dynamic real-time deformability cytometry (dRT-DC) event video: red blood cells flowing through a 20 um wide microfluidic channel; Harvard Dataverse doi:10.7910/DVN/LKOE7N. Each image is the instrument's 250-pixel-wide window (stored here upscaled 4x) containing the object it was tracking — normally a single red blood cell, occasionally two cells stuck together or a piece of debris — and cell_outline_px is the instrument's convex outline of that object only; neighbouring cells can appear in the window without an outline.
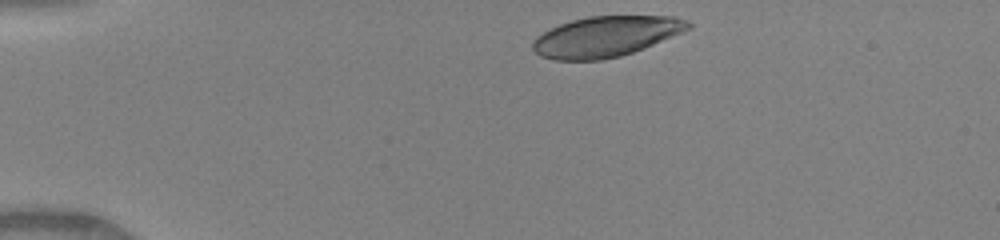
{"species": "human", "species_latin": "Homo sapiens", "temperature_condition": "warm", "stored_images_in_passage": 40, "camera_frame_rate_fps": 3000, "um_per_image_px": 0.085, "donor": {"sex": "female"}, "frame": {"image": 1, "passage_image": 1, "time_ms": 0.0, "image_size_px": [1000, 240], "cell_outline_px": [[692, 28], [632, 52], [620, 56], [600, 60], [552, 60], [540, 56], [532, 48], [532, 44], [536, 36], [560, 24], [572, 20], [588, 16], [672, 16], [688, 20], [692, 24]], "centroid_in_image_um": [51.48, 3.1], "position_along_channel_um": 33.5, "area_um2": 36.47}}
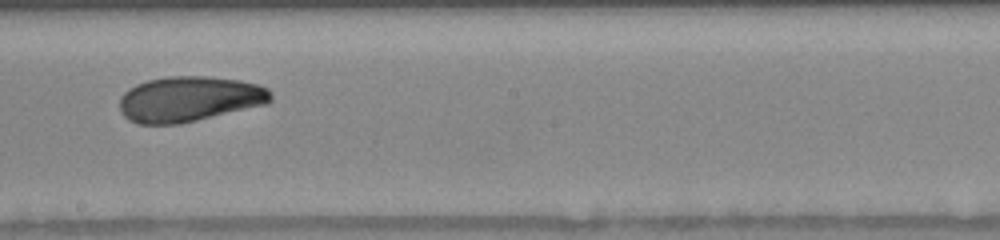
{"frame": {"image": 2, "passage_image": 20, "time_ms": 6.333, "image_size_px": [1000, 240], "cell_outline_px": [[272, 100], [268, 104], [180, 124], [136, 124], [128, 120], [124, 116], [120, 108], [120, 96], [128, 88], [136, 84], [148, 80], [168, 76], [204, 76], [240, 80], [256, 84], [268, 88], [272, 92]], "centroid_in_image_um": [16.09, 8.42], "position_along_channel_um": 232.1, "area_um2": 40.29}}
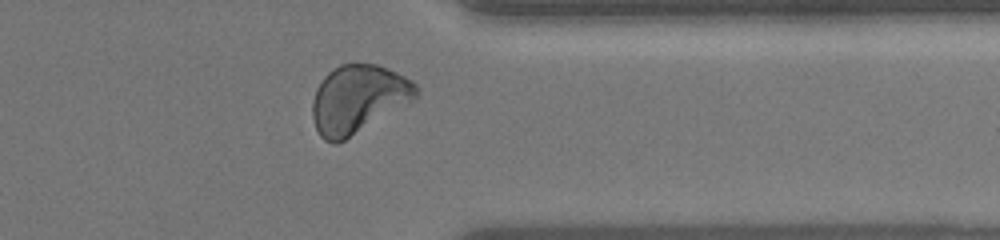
{"frame": {"image": 3, "passage_image": 31, "time_ms": 10.0, "image_size_px": [1000, 240], "cell_outline_px": [[416, 96], [344, 140], [336, 144], [332, 144], [324, 140], [320, 136], [316, 128], [312, 116], [312, 104], [316, 88], [324, 76], [332, 68], [340, 64], [376, 64], [396, 72], [412, 80], [416, 84]], "centroid_in_image_um": [30.36, 8.4], "position_along_channel_um": 381.0, "area_um2": 40.17}, "authors_computed_cell_mechanics": {"area_um2": 39.7664, "velocity_mm_per_s": 4.1371, "shape_relaxation_time_tau1_ms": 5.0911, "shape_relaxation_time_tau2_ms": 1.5864, "deformation_change_tau1": 0.1828, "deformation_change_tau2": 0.0683}}